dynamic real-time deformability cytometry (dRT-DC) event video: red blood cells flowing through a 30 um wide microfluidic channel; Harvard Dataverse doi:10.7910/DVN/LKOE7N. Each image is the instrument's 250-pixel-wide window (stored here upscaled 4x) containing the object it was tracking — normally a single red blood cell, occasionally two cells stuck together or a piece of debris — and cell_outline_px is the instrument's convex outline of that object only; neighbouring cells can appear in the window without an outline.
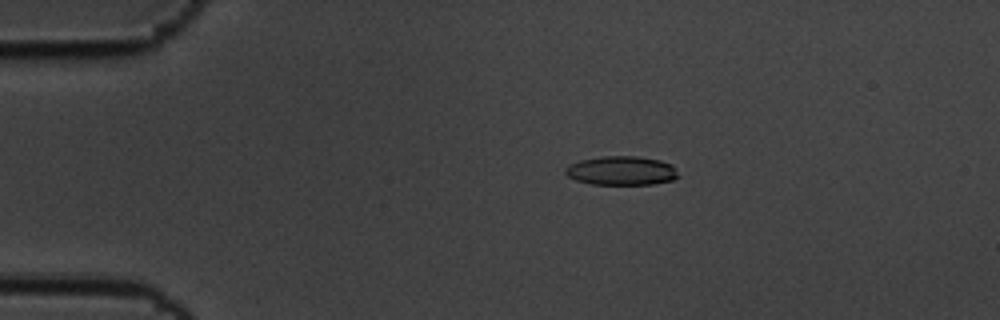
{"species": "common noctule bat (a hibernating species)", "species_latin": "Nyctalus noctula", "temperature_condition": "cold", "stored_images_in_passage": 51, "camera_frame_rate_fps": 3000, "um_per_image_px": 0.085, "animal": {"sex": "male", "body_mass_g": 19.5, "forearm_length_mm": 54.6}, "frame": {"image": 1, "passage_image": 4, "time_ms": 1.0, "image_size_px": [1000, 320], "cell_outline_px": [[680, 176], [672, 180], [652, 184], [592, 184], [576, 180], [568, 176], [564, 172], [564, 168], [568, 164], [580, 160], [600, 156], [636, 156], [660, 160], [672, 164]], "centroid_in_image_um": [52.81, 14.5], "position_along_channel_um": 32.2, "area_um2": 19.19}}
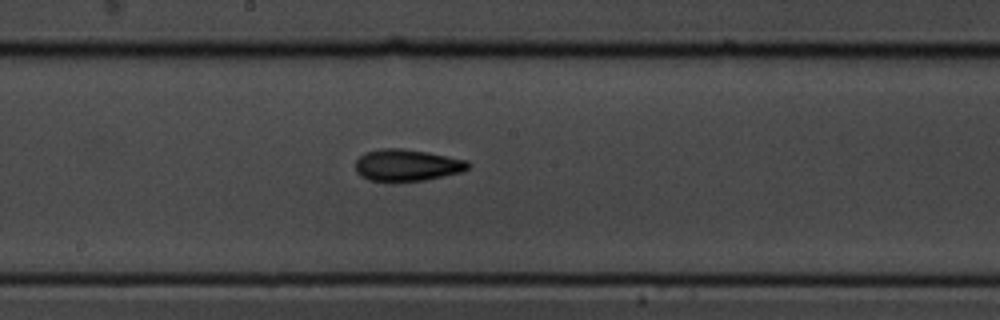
{"frame": {"image": 2, "passage_image": 24, "time_ms": 7.667, "image_size_px": [1000, 320], "cell_outline_px": [[472, 164], [468, 168], [460, 172], [424, 180], [392, 184], [368, 180], [360, 176], [356, 172], [356, 160], [364, 152], [384, 148], [400, 148], [428, 152], [468, 160]], "centroid_in_image_um": [34.56, 14.07], "position_along_channel_um": 213.6, "area_um2": 21.44}}
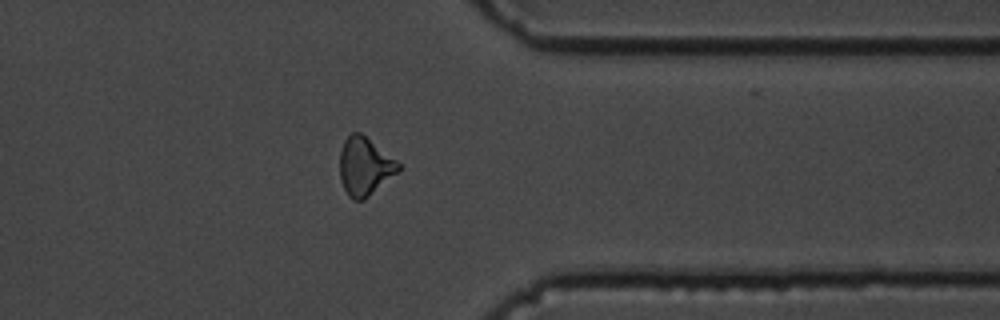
{"frame": {"image": 3, "passage_image": 39, "time_ms": 12.667, "image_size_px": [1000, 320], "cell_outline_px": [[400, 168], [396, 172], [364, 200], [352, 200], [348, 196], [340, 180], [340, 152], [344, 140], [352, 132], [360, 132], [396, 160], [400, 164]], "centroid_in_image_um": [30.96, 14.14], "position_along_channel_um": 380.4, "area_um2": 19.48}, "authors_computed_cell_mechanics": {"area_um2": 19.7098, "velocity_mm_per_s": 3.4673, "shape_relaxation_time_tau1_ms": 4.242, "shape_relaxation_time_tau2_ms": 3.233, "deformation_change_tau1": 0.1563, "deformation_change_tau2": 0.1179}}